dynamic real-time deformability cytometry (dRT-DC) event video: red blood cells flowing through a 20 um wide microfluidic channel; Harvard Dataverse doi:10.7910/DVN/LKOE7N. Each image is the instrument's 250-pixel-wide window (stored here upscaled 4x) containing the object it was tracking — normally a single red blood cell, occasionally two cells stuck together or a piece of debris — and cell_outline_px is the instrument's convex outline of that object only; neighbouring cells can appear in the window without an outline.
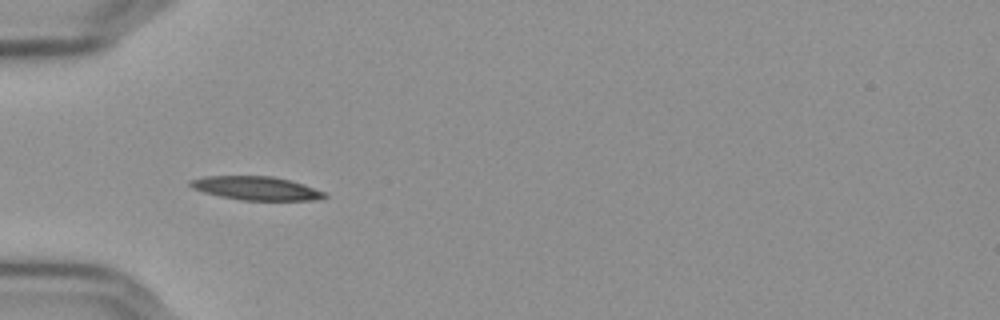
{"species": "Egyptian fruit bat (a non-hibernating species)", "species_latin": "Rousettus aegyptiacus", "temperature_condition": "cold", "stored_images_in_passage": 6, "segment_of_instrument_passage": [2, 2], "camera_frame_rate_fps": 3000, "um_per_image_px": 0.085, "frame": {"image": 1, "passage_image": 5, "time_ms": 1.333, "image_size_px": [1000, 320], "cell_outline_px": [[328, 196], [320, 200], [240, 200], [220, 196], [204, 192], [192, 188], [188, 184], [188, 180], [204, 176], [272, 176], [292, 180], [304, 184], [324, 192]], "centroid_in_image_um": [21.77, 15.99], "position_along_channel_um": 63.2, "area_um2": 18.61}}
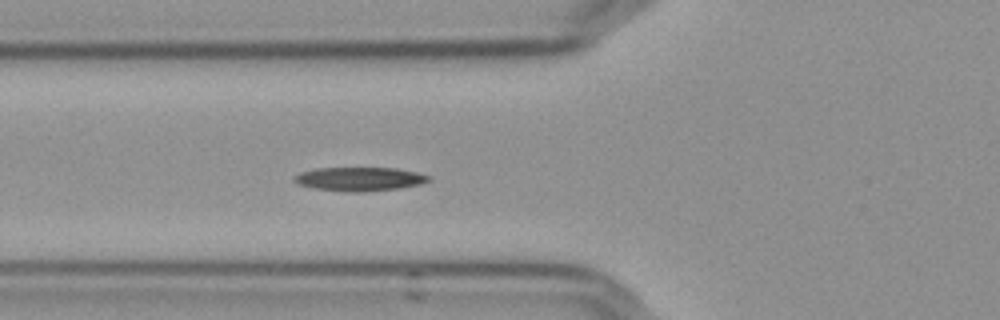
{"frame": {"image": 2, "passage_image": 6, "time_ms": 1.667, "image_size_px": [1000, 320], "cell_outline_px": [[432, 180], [420, 184], [400, 188], [364, 192], [348, 192], [312, 188], [296, 184], [292, 180], [292, 176], [300, 172], [316, 168], [396, 168], [416, 172], [432, 176]], "centroid_in_image_um": [30.53, 15.22], "position_along_channel_um": 95.3, "area_um2": 18.96}}